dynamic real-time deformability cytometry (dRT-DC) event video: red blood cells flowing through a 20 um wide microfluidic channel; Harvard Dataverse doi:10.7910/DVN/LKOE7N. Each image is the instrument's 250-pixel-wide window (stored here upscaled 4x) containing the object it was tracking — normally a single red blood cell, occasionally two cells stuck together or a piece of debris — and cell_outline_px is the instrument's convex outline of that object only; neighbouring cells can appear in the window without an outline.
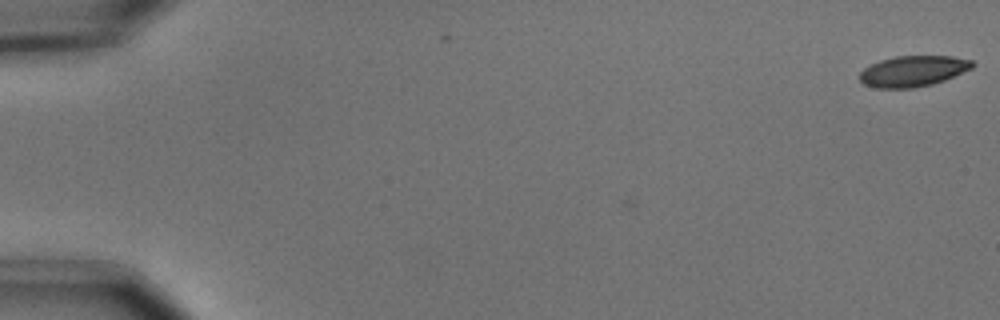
{"species": "common noctule bat (a hibernating species)", "species_latin": "Nyctalus noctula", "temperature_condition": "cold", "stored_images_in_passage": 2, "camera_frame_rate_fps": 3000, "um_per_image_px": 0.085, "animal": {"sex": "male", "body_mass_g": 15.6}, "frame": {"image": 1, "passage_image": 2, "time_ms": 0.333, "image_size_px": [1000, 320], "cell_outline_px": [[976, 64], [972, 68], [944, 80], [932, 84], [912, 88], [876, 88], [864, 84], [860, 80], [860, 72], [864, 68], [880, 60], [896, 56], [952, 56], [972, 60]], "centroid_in_image_um": [77.62, 6.04], "position_along_channel_um": 7.4, "area_um2": 20.17}}